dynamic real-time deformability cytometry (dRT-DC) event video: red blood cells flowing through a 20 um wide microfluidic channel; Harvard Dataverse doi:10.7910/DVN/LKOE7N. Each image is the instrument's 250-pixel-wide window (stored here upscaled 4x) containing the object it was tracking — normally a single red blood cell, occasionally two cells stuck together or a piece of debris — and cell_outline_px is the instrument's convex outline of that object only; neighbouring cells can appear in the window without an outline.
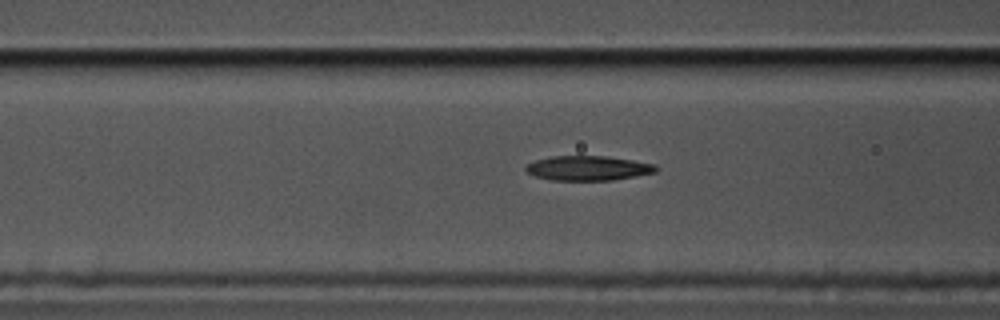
{"species": "common noctule bat (a hibernating species)", "species_latin": "Nyctalus noctula", "temperature_condition": "cold", "stored_images_in_passage": 42, "segment_of_instrument_passage": [1, 2], "camera_frame_rate_fps": 3000, "um_per_image_px": 0.085, "animal": {"sex": "male", "body_mass_g": 17.5, "forearm_length_mm": 52.3}, "frame": {"image": 1, "passage_image": 18, "time_ms": 5.667, "image_size_px": [1000, 320], "cell_outline_px": [[660, 168], [656, 172], [636, 176], [612, 180], [552, 180], [536, 176], [528, 172], [524, 168], [524, 164], [536, 160], [552, 156], [608, 156], [656, 164]], "centroid_in_image_um": [50.01, 14.28], "position_along_channel_um": 116.6, "area_um2": 18.79}}
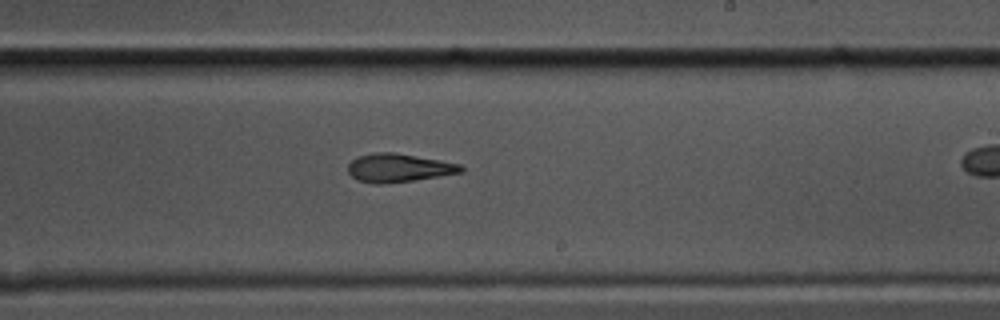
{"frame": {"image": 2, "passage_image": 30, "time_ms": 9.667, "image_size_px": [1000, 320], "cell_outline_px": [[464, 172], [412, 180], [384, 184], [372, 184], [356, 180], [348, 172], [348, 164], [352, 160], [360, 156], [376, 152], [396, 152], [440, 160], [460, 164], [464, 168]], "centroid_in_image_um": [33.87, 14.27], "position_along_channel_um": 255.1, "area_um2": 18.73}}
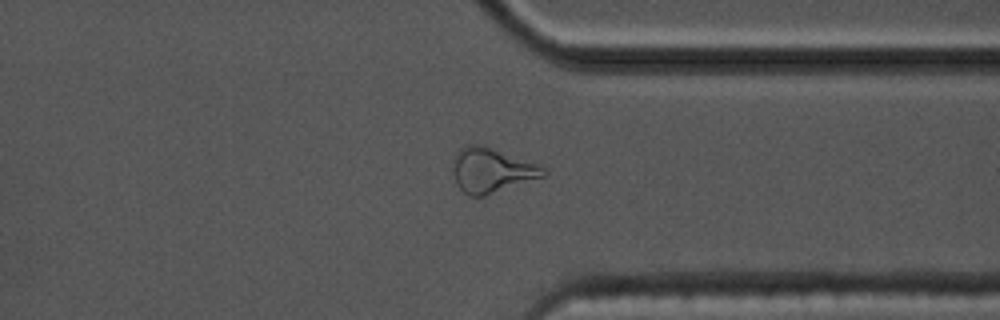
{"frame": {"image": 3, "passage_image": 40, "time_ms": 13.0, "image_size_px": [1000, 320], "cell_outline_px": [[548, 172], [544, 176], [484, 196], [468, 196], [456, 184], [452, 172], [452, 160], [460, 148], [464, 144], [484, 144], [540, 164]], "centroid_in_image_um": [41.76, 14.44], "position_along_channel_um": 369.6, "area_um2": 23.99}}